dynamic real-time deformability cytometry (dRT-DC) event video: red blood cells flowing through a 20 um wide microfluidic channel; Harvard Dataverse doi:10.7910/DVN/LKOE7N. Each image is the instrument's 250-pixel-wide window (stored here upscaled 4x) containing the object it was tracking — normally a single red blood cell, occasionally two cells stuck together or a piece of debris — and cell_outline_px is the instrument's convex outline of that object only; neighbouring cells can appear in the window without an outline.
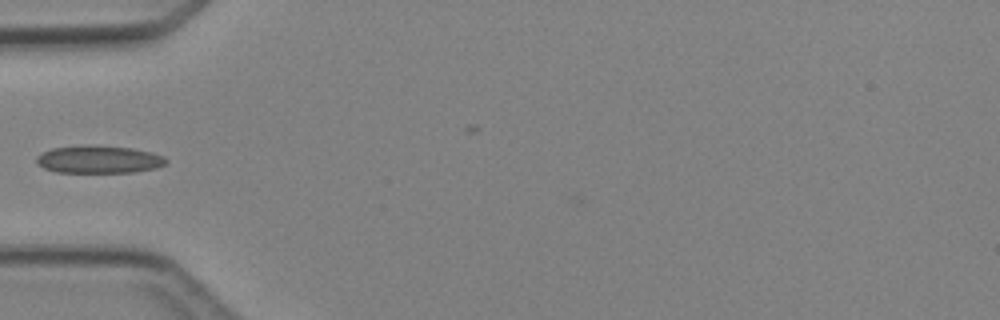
{"species": "Egyptian fruit bat (a non-hibernating species)", "species_latin": "Rousettus aegyptiacus", "temperature_condition": "cold", "stored_images_in_passage": 6, "camera_frame_rate_fps": 3000, "um_per_image_px": 0.085, "animal": {"sex": "female"}, "frame": {"image": 1, "passage_image": 6, "time_ms": 5.667, "image_size_px": [1000, 320], "cell_outline_px": [[168, 160], [164, 164], [156, 168], [132, 172], [56, 172], [44, 168], [36, 164], [36, 156], [40, 152], [52, 148], [88, 144], [92, 144], [132, 148], [152, 152], [164, 156]], "centroid_in_image_um": [8.36, 13.53], "position_along_channel_um": 76.6, "area_um2": 21.15}}